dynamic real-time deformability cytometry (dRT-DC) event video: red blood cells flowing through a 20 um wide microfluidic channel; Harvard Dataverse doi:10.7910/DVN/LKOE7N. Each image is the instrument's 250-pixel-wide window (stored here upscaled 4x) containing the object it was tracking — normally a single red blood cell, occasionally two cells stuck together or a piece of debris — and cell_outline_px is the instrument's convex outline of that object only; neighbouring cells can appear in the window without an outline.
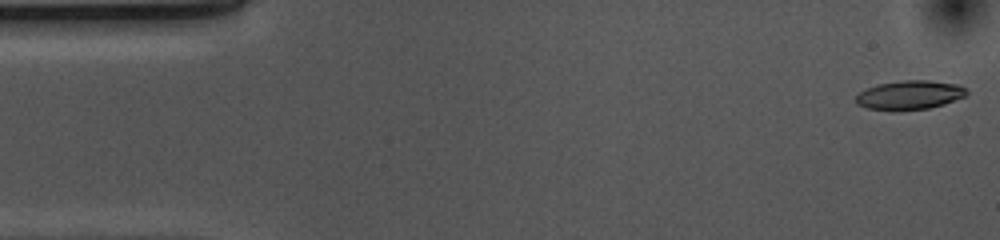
{"species": "common noctule bat (a hibernating species)", "species_latin": "Nyctalus noctula", "temperature_condition": "cold", "stored_images_in_passage": 53, "camera_frame_rate_fps": 3000, "um_per_image_px": 0.085, "animal": {"sex": "female", "body_mass_g": 10.0, "forearm_length_mm": 53.1}, "frame": {"image": 1, "passage_image": 1, "time_ms": 0.0, "image_size_px": [1000, 240], "cell_outline_px": [[968, 92], [964, 96], [944, 104], [928, 108], [868, 108], [856, 104], [856, 96], [860, 92], [868, 88], [880, 84], [904, 80], [928, 80], [960, 84]], "centroid_in_image_um": [77.36, 8.03], "position_along_channel_um": 7.6, "area_um2": 17.92}}
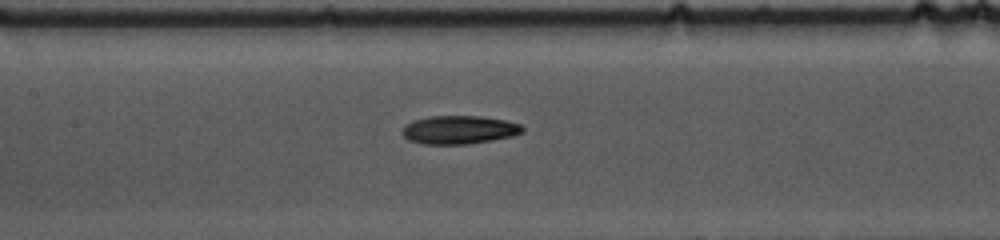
{"frame": {"image": 2, "passage_image": 23, "time_ms": 7.333, "image_size_px": [1000, 240], "cell_outline_px": [[524, 132], [512, 136], [492, 140], [468, 144], [424, 144], [408, 140], [400, 132], [404, 124], [412, 120], [428, 116], [480, 116], [504, 120], [520, 124], [524, 128]], "centroid_in_image_um": [38.98, 11.03], "position_along_channel_um": 168.4, "area_um2": 20.06}}
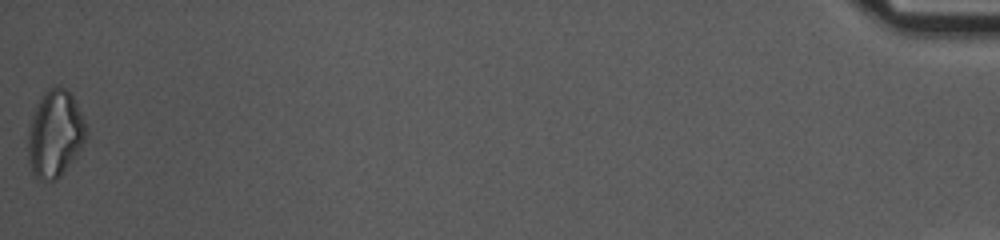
{"frame": {"image": 3, "passage_image": 53, "time_ms": 17.333, "image_size_px": [1000, 240], "cell_outline_px": [[84, 144], [60, 176], [56, 180], [40, 180], [32, 172], [28, 160], [28, 132], [32, 116], [40, 96], [48, 88], [64, 88], [72, 96], [84, 120]], "centroid_in_image_um": [4.63, 11.39], "position_along_channel_um": 430.6, "area_um2": 28.78}, "authors_computed_cell_mechanics": {"area_um2": 19.4208, "velocity_mm_per_s": 3.6771, "shape_relaxation_time_tau1_ms": 5.55, "shape_relaxation_time_tau2_ms": null, "deformation_change_tau1": 0.1591, "deformation_change_tau2": null}}